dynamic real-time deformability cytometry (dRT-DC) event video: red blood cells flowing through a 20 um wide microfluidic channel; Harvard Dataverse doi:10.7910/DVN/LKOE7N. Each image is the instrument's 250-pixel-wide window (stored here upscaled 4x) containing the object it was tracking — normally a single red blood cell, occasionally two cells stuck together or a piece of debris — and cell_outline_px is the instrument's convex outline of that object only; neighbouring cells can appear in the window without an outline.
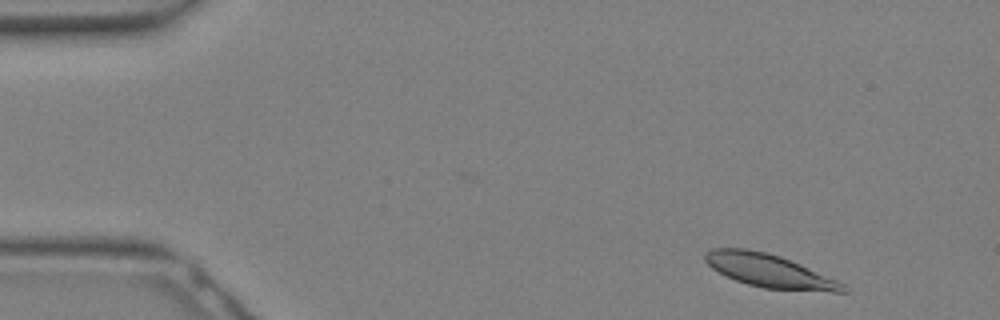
{"species": "Egyptian fruit bat (a non-hibernating species)", "species_latin": "Rousettus aegyptiacus", "temperature_condition": "warm", "stored_images_in_passage": 15, "camera_frame_rate_fps": 3000, "um_per_image_px": 0.085, "animal": {"sex": "female"}, "frame": {"image": 1, "passage_image": 1, "time_ms": 0.0, "image_size_px": [1000, 320], "cell_outline_px": [[848, 292], [832, 292], [764, 288], [748, 284], [736, 280], [712, 268], [704, 260], [704, 252], [712, 248], [748, 248], [780, 256], [800, 264], [836, 280], [844, 284]], "centroid_in_image_um": [65.37, 23.01], "position_along_channel_um": 19.6, "area_um2": 26.36}}
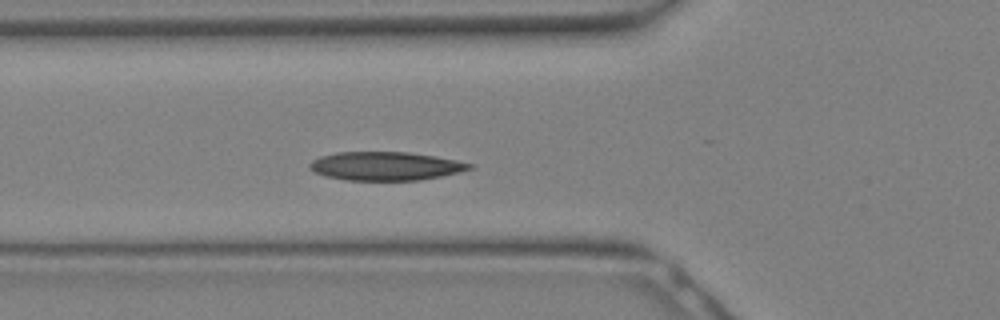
{"frame": {"image": 2, "passage_image": 9, "time_ms": 2.667, "image_size_px": [1000, 320], "cell_outline_px": [[476, 168], [460, 172], [420, 180], [348, 180], [324, 176], [308, 168], [308, 164], [312, 160], [320, 156], [336, 152], [408, 152], [436, 156], [476, 164]], "centroid_in_image_um": [32.8, 14.11], "position_along_channel_um": 93.0, "area_um2": 26.82}}
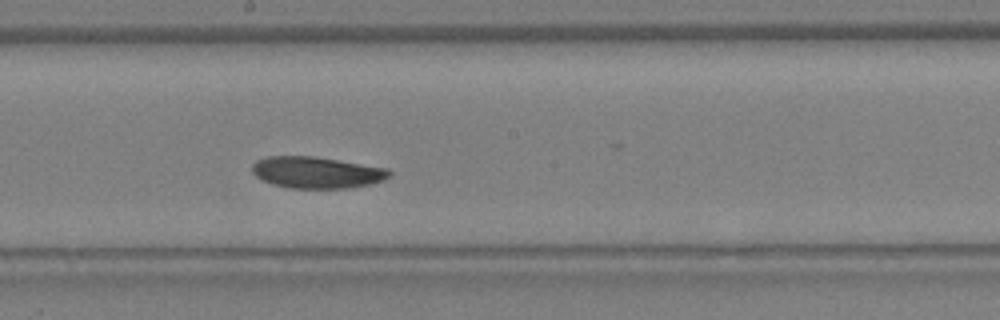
{"frame": {"image": 3, "passage_image": 15, "time_ms": 4.667, "image_size_px": [1000, 320], "cell_outline_px": [[392, 172], [384, 180], [372, 184], [348, 188], [288, 188], [272, 184], [260, 180], [252, 172], [252, 164], [256, 160], [268, 156], [316, 156], [388, 168]], "centroid_in_image_um": [26.9, 14.65], "position_along_channel_um": 221.3, "area_um2": 25.49}}